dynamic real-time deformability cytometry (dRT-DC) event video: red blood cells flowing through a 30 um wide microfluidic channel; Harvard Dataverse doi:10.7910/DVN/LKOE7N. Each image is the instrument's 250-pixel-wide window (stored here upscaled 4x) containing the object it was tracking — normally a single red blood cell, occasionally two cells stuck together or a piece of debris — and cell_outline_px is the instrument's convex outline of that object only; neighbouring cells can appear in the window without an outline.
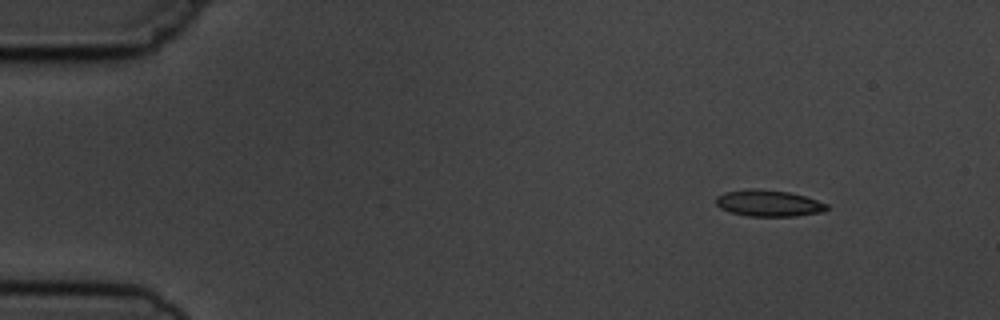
{"species": "common noctule bat (a hibernating species)", "species_latin": "Nyctalus noctula", "temperature_condition": "cold", "stored_images_in_passage": 5, "camera_frame_rate_fps": 3000, "um_per_image_px": 0.085, "animal": {"sex": "male", "body_mass_g": 19.5, "forearm_length_mm": 54.6}, "frame": {"image": 1, "passage_image": 1, "time_ms": 0.0, "image_size_px": [1000, 320], "cell_outline_px": [[828, 208], [824, 212], [796, 216], [748, 216], [732, 212], [720, 208], [716, 204], [716, 196], [724, 192], [748, 188], [752, 188], [788, 192], [804, 196], [828, 204]], "centroid_in_image_um": [65.32, 17.27], "position_along_channel_um": 19.7, "area_um2": 17.05}}